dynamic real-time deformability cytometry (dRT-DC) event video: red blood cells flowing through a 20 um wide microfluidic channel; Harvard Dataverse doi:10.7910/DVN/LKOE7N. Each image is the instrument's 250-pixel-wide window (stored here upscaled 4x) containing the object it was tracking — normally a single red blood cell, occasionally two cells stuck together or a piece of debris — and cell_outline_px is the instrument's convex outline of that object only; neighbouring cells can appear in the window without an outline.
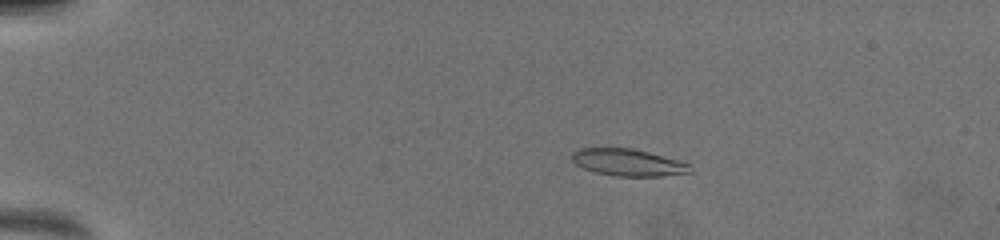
{"species": "common noctule bat (a hibernating species)", "species_latin": "Nyctalus noctula", "temperature_condition": "warm", "stored_images_in_passage": 21, "camera_frame_rate_fps": 3000, "um_per_image_px": 0.085, "animal": {"sex": "female", "body_mass_g": 19.5, "forearm_length_mm": 54.1}, "frame": {"image": 1, "passage_image": 5, "time_ms": 3.667, "image_size_px": [1000, 240], "cell_outline_px": [[692, 172], [660, 176], [616, 176], [596, 172], [584, 168], [576, 164], [572, 160], [572, 152], [580, 148], [632, 148], [680, 160], [688, 164], [692, 168]], "centroid_in_image_um": [53.39, 13.8], "position_along_channel_um": 31.6, "area_um2": 18.5}}
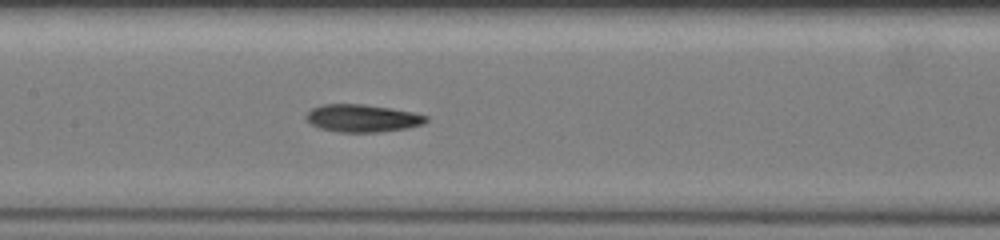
{"frame": {"image": 2, "passage_image": 12, "time_ms": 9.333, "image_size_px": [1000, 240], "cell_outline_px": [[428, 120], [424, 124], [408, 128], [380, 132], [340, 132], [320, 128], [312, 124], [304, 116], [312, 108], [324, 104], [360, 104], [388, 108], [412, 112], [428, 116]], "centroid_in_image_um": [30.82, 10.05], "position_along_channel_um": 176.6, "area_um2": 19.13}}
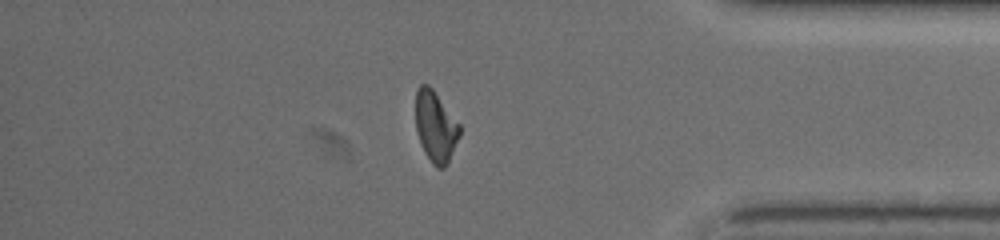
{"frame": {"image": 3, "passage_image": 19, "time_ms": 15.333, "image_size_px": [1000, 240], "cell_outline_px": [[460, 136], [448, 164], [444, 168], [436, 168], [432, 164], [424, 152], [416, 128], [416, 88], [420, 84], [428, 84], [432, 88], [460, 124]], "centroid_in_image_um": [37.03, 10.77], "position_along_channel_um": 398.2, "area_um2": 18.26}, "authors_computed_cell_mechanics": {"area_um2": 19.0162, "velocity_mm_per_s": 4.0392, "shape_relaxation_time_tau1_ms": 3.4289, "shape_relaxation_time_tau2_ms": 2.6651, "deformation_change_tau1": 0.1497, "deformation_change_tau2": 0.0924}}